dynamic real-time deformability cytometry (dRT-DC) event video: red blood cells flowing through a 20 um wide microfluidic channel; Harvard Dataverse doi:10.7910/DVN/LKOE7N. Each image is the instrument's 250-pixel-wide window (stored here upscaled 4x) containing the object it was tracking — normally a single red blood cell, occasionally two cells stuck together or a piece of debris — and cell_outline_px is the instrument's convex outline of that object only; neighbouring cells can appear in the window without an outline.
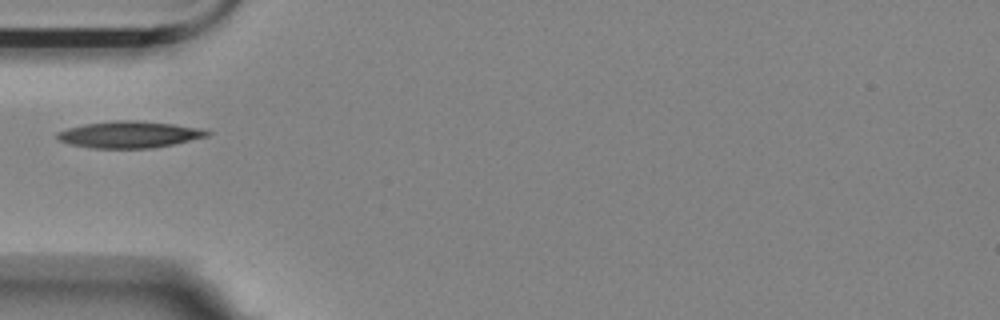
{"species": "Egyptian fruit bat (a non-hibernating species)", "species_latin": "Rousettus aegyptiacus", "temperature_condition": "room temperature", "stored_images_in_passage": 1, "camera_frame_rate_fps": 3000, "um_per_image_px": 0.085, "animal": {"sex": "female"}, "frame": {"image": 1, "passage_image": 1, "time_ms": 0.0, "image_size_px": [1000, 320], "cell_outline_px": [[212, 132], [208, 136], [172, 144], [152, 148], [92, 148], [68, 144], [56, 140], [56, 132], [68, 128], [84, 124], [112, 120], [136, 120], [172, 124], [204, 128]], "centroid_in_image_um": [10.96, 11.43], "position_along_channel_um": 74.0, "area_um2": 23.47}}